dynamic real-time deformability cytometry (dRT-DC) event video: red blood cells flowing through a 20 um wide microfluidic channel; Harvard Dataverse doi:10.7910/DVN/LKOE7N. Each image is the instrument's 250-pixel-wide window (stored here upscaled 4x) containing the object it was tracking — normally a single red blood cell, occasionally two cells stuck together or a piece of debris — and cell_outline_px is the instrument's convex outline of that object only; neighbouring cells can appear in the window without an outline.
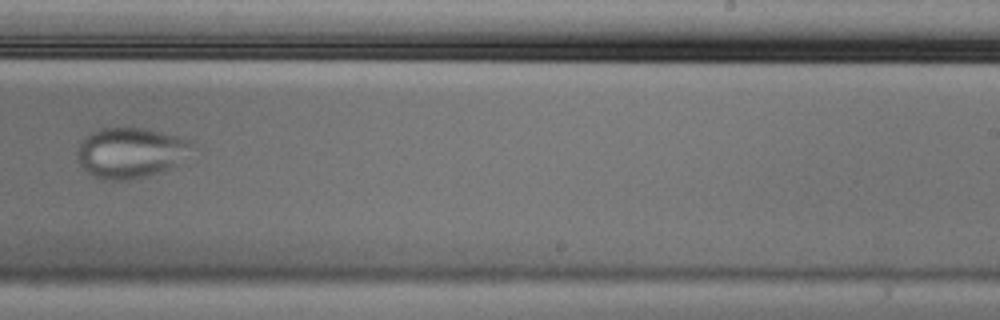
{"species": "Egyptian fruit bat (a non-hibernating species)", "species_latin": "Rousettus aegyptiacus", "temperature_condition": "cold", "stored_images_in_passage": 9, "camera_frame_rate_fps": 3000, "um_per_image_px": 0.085, "animal": {"sex": "male"}, "frame": {"image": 1, "passage_image": 9, "time_ms": 2.667, "image_size_px": [1000, 320], "cell_outline_px": [[196, 148], [168, 168], [160, 172], [148, 176], [124, 180], [108, 180], [92, 176], [80, 164], [76, 152], [84, 136], [100, 128], [144, 128], [196, 140]], "centroid_in_image_um": [11.12, 12.96], "position_along_channel_um": 277.9, "area_um2": 33.81}}